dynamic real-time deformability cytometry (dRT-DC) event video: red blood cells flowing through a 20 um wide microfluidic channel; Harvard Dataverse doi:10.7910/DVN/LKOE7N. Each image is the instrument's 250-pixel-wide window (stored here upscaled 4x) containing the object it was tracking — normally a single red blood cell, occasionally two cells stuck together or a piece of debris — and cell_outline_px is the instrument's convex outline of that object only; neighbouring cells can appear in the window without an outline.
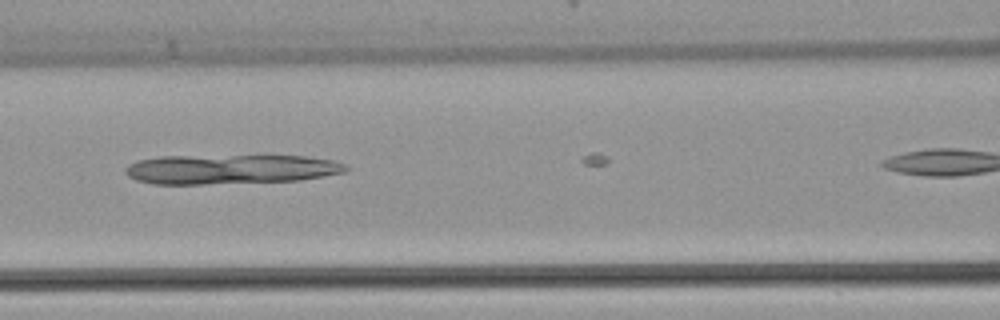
{"species": "common noctule bat (a hibernating species)", "species_latin": "Nyctalus noctula", "temperature_condition": "warm", "stored_images_in_passage": 9, "camera_frame_rate_fps": 3000, "um_per_image_px": 0.085, "animal": {"sex": "female", "body_mass_g": 22.7, "forearm_length_mm": 54.2}, "frame": {"image": 1, "passage_image": 8, "time_ms": 2.333, "image_size_px": [1000, 320], "cell_outline_px": [[352, 168], [344, 172], [324, 176], [300, 180], [204, 184], [152, 184], [136, 180], [128, 176], [124, 172], [124, 168], [128, 164], [136, 160], [160, 156], [304, 156], [332, 160], [344, 164]], "centroid_in_image_um": [19.55, 14.38], "position_along_channel_um": 147.1, "area_um2": 38.09}}